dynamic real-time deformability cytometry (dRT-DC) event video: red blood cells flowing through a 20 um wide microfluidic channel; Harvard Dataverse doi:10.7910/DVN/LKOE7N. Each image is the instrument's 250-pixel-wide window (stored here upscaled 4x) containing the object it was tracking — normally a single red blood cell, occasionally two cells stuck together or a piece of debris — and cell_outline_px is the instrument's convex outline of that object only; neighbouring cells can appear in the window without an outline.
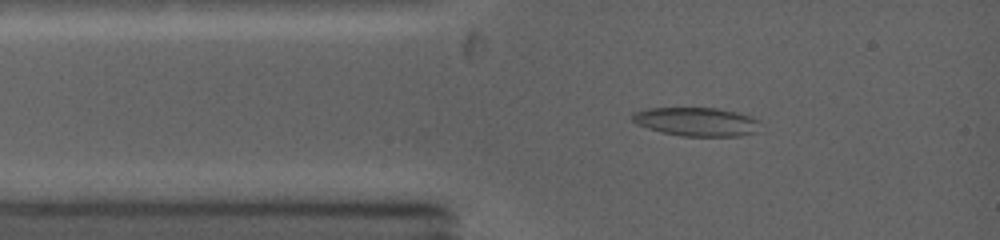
{"species": "common noctule bat (a hibernating species)", "species_latin": "Nyctalus noctula", "temperature_condition": "warm", "stored_images_in_passage": 2, "camera_frame_rate_fps": 5000, "um_per_image_px": 0.085, "animal": {"sex": "female", "body_mass_g": 19.0, "forearm_length_mm": 53.3}, "frame": {"image": 1, "passage_image": 1, "time_ms": 0.0, "image_size_px": [1000, 240], "cell_outline_px": [[760, 120], [756, 132], [740, 136], [680, 136], [660, 132], [636, 124], [628, 116], [632, 112], [648, 108], [716, 108], [736, 112], [752, 116]], "centroid_in_image_um": [59.16, 10.34], "position_along_channel_um": 25.8, "area_um2": 21.62}}